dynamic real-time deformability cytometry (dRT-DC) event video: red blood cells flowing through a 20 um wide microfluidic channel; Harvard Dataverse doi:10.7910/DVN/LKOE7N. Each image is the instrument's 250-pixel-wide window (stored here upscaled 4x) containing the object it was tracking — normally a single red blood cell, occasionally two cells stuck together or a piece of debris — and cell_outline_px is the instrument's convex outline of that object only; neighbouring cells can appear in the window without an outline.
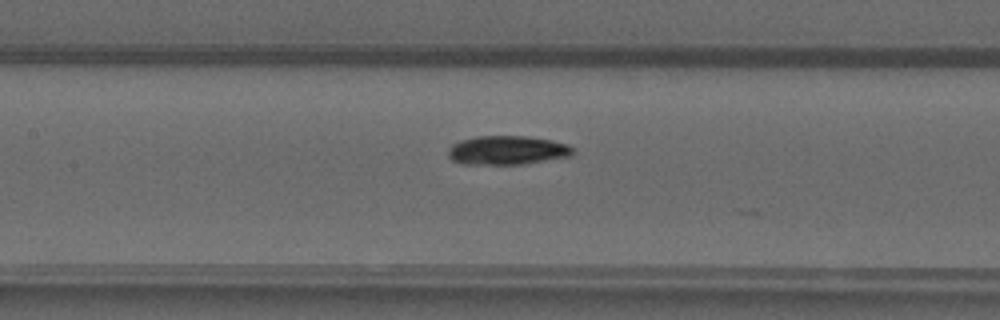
{"species": "common noctule bat (a hibernating species)", "species_latin": "Nyctalus noctula", "temperature_condition": "warm", "stored_images_in_passage": 12, "camera_frame_rate_fps": 3000, "um_per_image_px": 0.085, "animal": {"sex": "male", "forearm_length_mm": 52.5}, "frame": {"image": 1, "passage_image": 8, "time_ms": 2.333, "image_size_px": [1000, 320], "cell_outline_px": [[572, 156], [524, 164], [464, 164], [452, 160], [448, 156], [448, 148], [452, 144], [460, 140], [476, 136], [528, 136], [552, 140], [568, 144], [572, 148]], "centroid_in_image_um": [43.1, 12.77], "position_along_channel_um": 164.3, "area_um2": 21.15}}
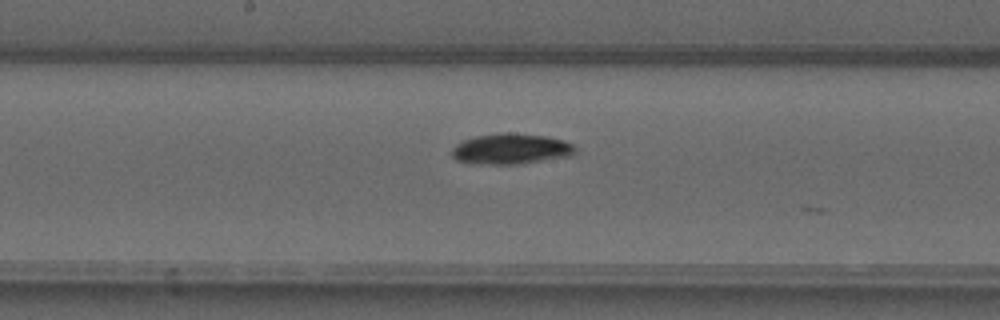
{"frame": {"image": 2, "passage_image": 11, "time_ms": 3.333, "image_size_px": [1000, 320], "cell_outline_px": [[576, 152], [568, 156], [520, 164], [472, 164], [456, 160], [452, 156], [452, 148], [456, 144], [464, 140], [476, 136], [500, 132], [508, 132], [548, 136], [564, 140], [572, 144], [576, 148]], "centroid_in_image_um": [43.41, 12.65], "position_along_channel_um": 204.8, "area_um2": 22.2}}